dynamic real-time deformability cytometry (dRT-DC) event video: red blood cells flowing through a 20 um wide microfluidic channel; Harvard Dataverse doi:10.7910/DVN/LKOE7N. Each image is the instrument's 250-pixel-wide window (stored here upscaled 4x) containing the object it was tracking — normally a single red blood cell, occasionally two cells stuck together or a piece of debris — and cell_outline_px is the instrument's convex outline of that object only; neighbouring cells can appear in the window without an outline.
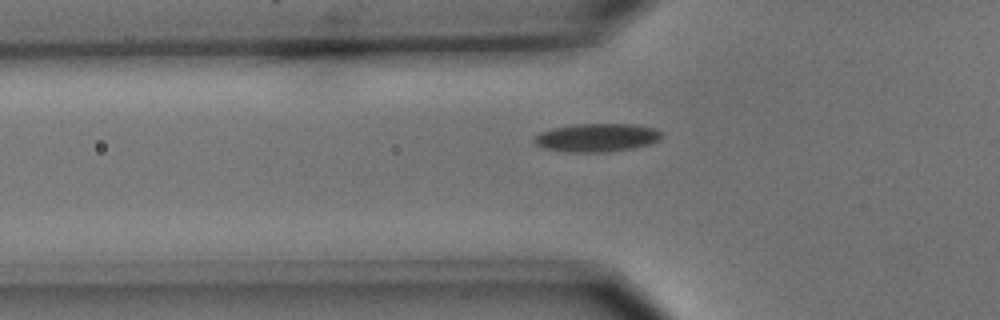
{"species": "common noctule bat (a hibernating species)", "species_latin": "Nyctalus noctula", "temperature_condition": "cold", "stored_images_in_passage": 3, "camera_frame_rate_fps": 3000, "um_per_image_px": 0.085, "animal": {"sex": "male", "body_mass_g": 15.6}, "frame": {"image": 1, "passage_image": 3, "time_ms": 0.667, "image_size_px": [1000, 320], "cell_outline_px": [[660, 136], [656, 140], [648, 144], [632, 148], [608, 152], [568, 152], [544, 148], [536, 144], [532, 140], [540, 132], [552, 128], [576, 124], [632, 124], [656, 128], [660, 132]], "centroid_in_image_um": [50.69, 11.69], "position_along_channel_um": 75.1, "area_um2": 20.81}}